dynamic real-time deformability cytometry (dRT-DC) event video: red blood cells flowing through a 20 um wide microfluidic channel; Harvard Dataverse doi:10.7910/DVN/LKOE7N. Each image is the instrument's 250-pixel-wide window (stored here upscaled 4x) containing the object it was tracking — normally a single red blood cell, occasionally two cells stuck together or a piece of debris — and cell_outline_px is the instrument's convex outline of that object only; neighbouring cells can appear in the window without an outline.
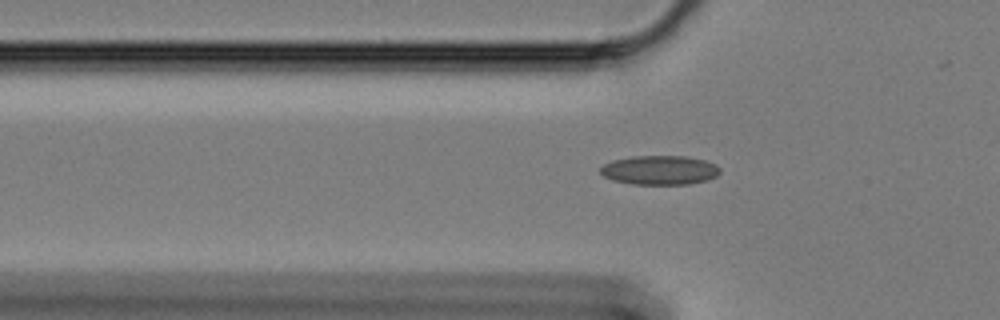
{"species": "Egyptian fruit bat (a non-hibernating species)", "species_latin": "Rousettus aegyptiacus", "temperature_condition": "cold", "stored_images_in_passage": 35, "camera_frame_rate_fps": 3000, "um_per_image_px": 0.085, "animal": {"sex": "female"}, "frame": {"image": 1, "passage_image": 2, "time_ms": 0.333, "image_size_px": [1000, 320], "cell_outline_px": [[720, 172], [716, 176], [708, 180], [688, 184], [632, 184], [612, 180], [604, 176], [600, 172], [600, 168], [604, 164], [612, 160], [632, 156], [684, 156], [704, 160], [716, 164], [720, 168]], "centroid_in_image_um": [56.07, 14.46], "position_along_channel_um": 69.7, "area_um2": 20.4}}
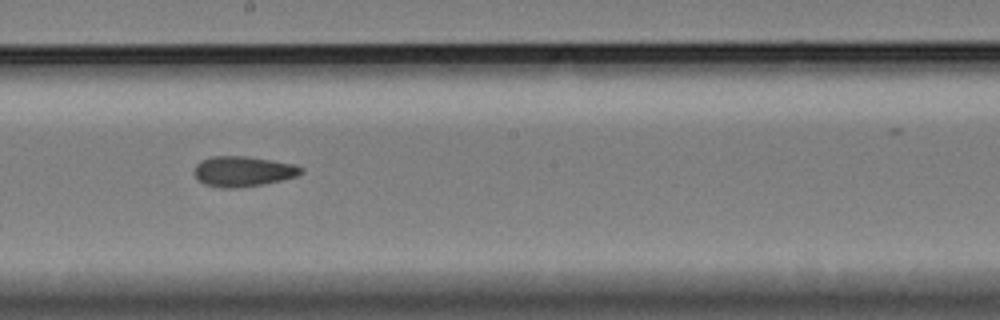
{"frame": {"image": 2, "passage_image": 16, "time_ms": 5.0, "image_size_px": [1000, 320], "cell_outline_px": [[304, 172], [296, 176], [264, 184], [236, 188], [220, 188], [204, 184], [192, 172], [196, 164], [200, 160], [212, 156], [248, 156], [296, 164], [304, 168]], "centroid_in_image_um": [20.66, 14.56], "position_along_channel_um": 227.5, "area_um2": 19.07}}
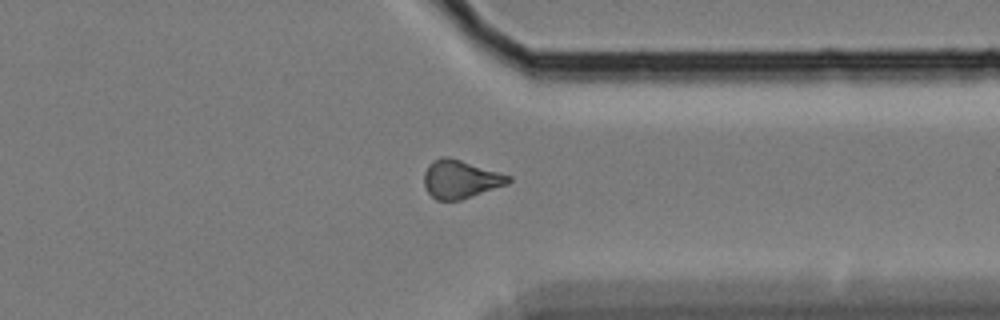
{"frame": {"image": 3, "passage_image": 29, "time_ms": 9.333, "image_size_px": [1000, 320], "cell_outline_px": [[512, 180], [508, 184], [460, 200], [436, 200], [428, 192], [424, 184], [424, 172], [428, 164], [432, 160], [440, 156], [448, 156], [512, 176]], "centroid_in_image_um": [39.13, 15.22], "position_along_channel_um": 372.3, "area_um2": 18.84}}